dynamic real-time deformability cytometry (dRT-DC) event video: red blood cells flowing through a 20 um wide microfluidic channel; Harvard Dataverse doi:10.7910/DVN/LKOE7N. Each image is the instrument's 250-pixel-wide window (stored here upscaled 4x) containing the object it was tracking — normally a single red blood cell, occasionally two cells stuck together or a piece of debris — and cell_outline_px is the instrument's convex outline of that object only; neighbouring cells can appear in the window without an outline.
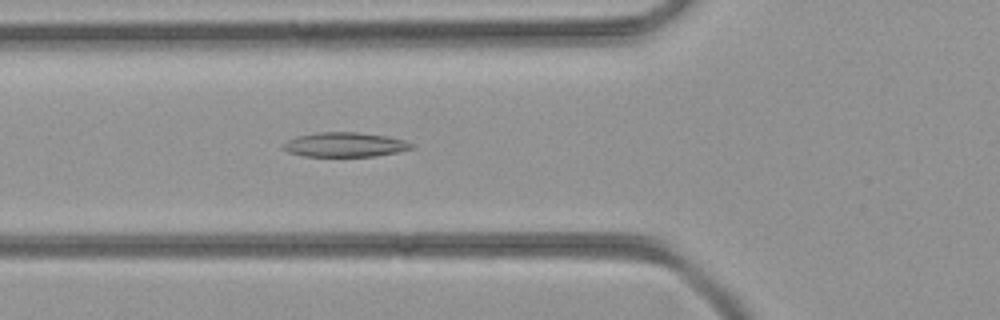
{"species": "common noctule bat (a hibernating species)", "species_latin": "Nyctalus noctula", "temperature_condition": "room temperature", "stored_images_in_passage": 40, "camera_frame_rate_fps": 3000, "um_per_image_px": 0.085, "animal": {"sex": "female", "body_mass_g": 21.9}, "frame": {"image": 1, "passage_image": 11, "time_ms": 3.333, "image_size_px": [1000, 320], "cell_outline_px": [[416, 148], [396, 152], [372, 156], [304, 156], [288, 152], [280, 148], [280, 144], [296, 136], [316, 132], [356, 132], [388, 136], [404, 140], [416, 144]], "centroid_in_image_um": [29.3, 12.29], "position_along_channel_um": 96.5, "area_um2": 18.55}}
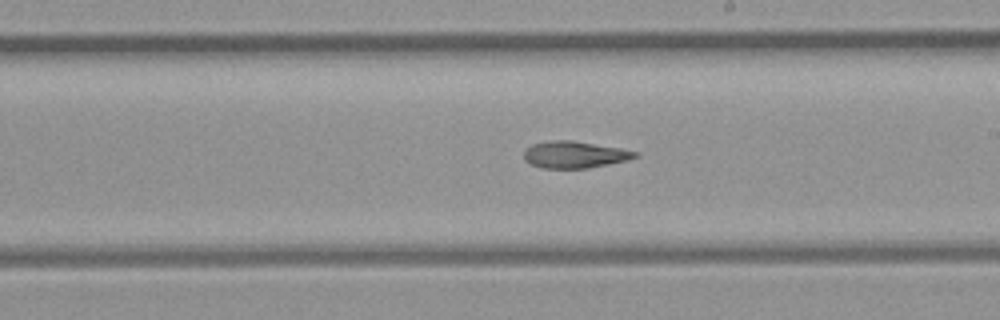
{"frame": {"image": 2, "passage_image": 20, "time_ms": 6.333, "image_size_px": [1000, 320], "cell_outline_px": [[640, 156], [628, 160], [588, 168], [540, 168], [524, 160], [524, 148], [532, 144], [552, 140], [572, 140], [620, 148], [640, 152]], "centroid_in_image_um": [48.85, 13.14], "position_along_channel_um": 240.2, "area_um2": 17.51}}
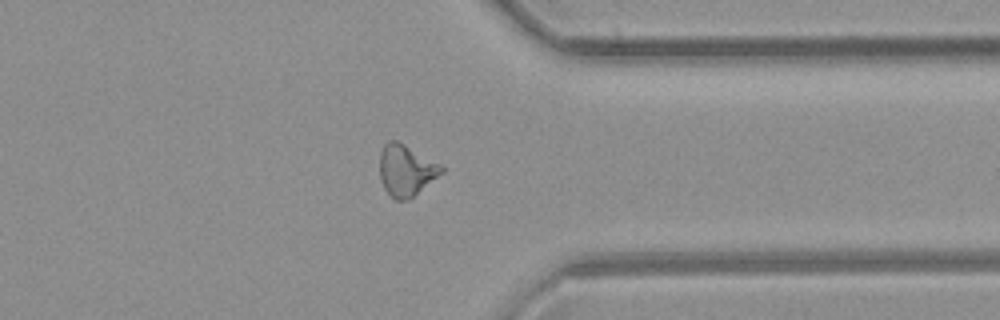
{"frame": {"image": 3, "passage_image": 29, "time_ms": 9.333, "image_size_px": [1000, 320], "cell_outline_px": [[444, 172], [408, 200], [396, 200], [384, 188], [380, 180], [380, 152], [384, 144], [388, 140], [396, 140], [404, 144], [440, 164], [444, 168]], "centroid_in_image_um": [34.5, 14.47], "position_along_channel_um": 376.9, "area_um2": 18.32}}